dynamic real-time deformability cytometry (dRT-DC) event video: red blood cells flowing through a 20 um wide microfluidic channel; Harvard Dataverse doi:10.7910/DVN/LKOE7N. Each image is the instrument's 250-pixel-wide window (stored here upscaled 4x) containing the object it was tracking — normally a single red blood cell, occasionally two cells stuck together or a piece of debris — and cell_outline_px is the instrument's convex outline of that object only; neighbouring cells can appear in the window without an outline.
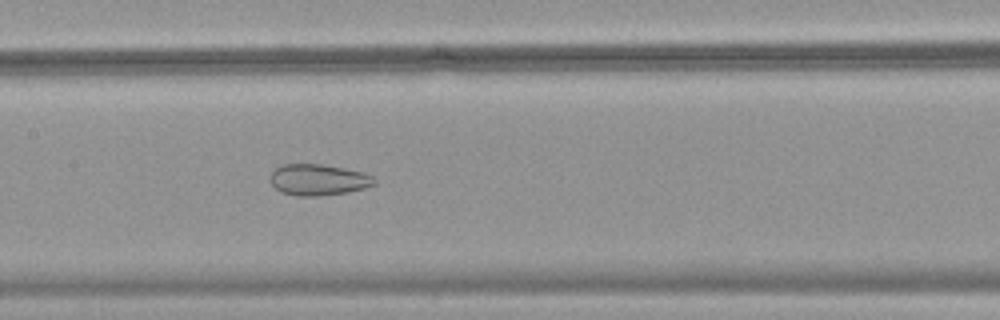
{"species": "common noctule bat (a hibernating species)", "species_latin": "Nyctalus noctula", "temperature_condition": "warm", "stored_images_in_passage": 44, "camera_frame_rate_fps": 3000, "um_per_image_px": 0.085, "animal": {"sex": "female", "body_mass_g": 18.4}, "frame": {"image": 1, "passage_image": 18, "time_ms": 5.667, "image_size_px": [1000, 320], "cell_outline_px": [[376, 184], [364, 188], [344, 192], [320, 196], [296, 196], [280, 192], [272, 184], [272, 172], [276, 168], [284, 164], [320, 164], [344, 168], [360, 172], [372, 176], [376, 180]], "centroid_in_image_um": [27.05, 15.28], "position_along_channel_um": 180.3, "area_um2": 18.67}}
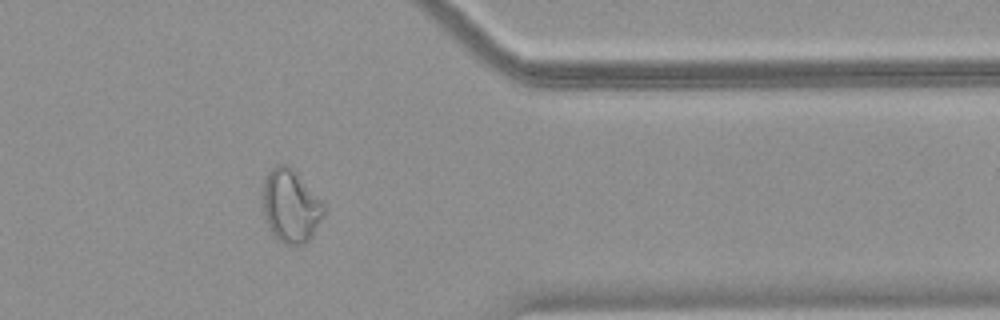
{"frame": {"image": 2, "passage_image": 34, "time_ms": 11.0, "image_size_px": [1000, 320], "cell_outline_px": [[324, 212], [308, 240], [304, 244], [284, 244], [268, 228], [264, 216], [260, 188], [268, 172], [276, 164], [284, 164], [292, 168], [296, 172], [324, 204]], "centroid_in_image_um": [24.64, 17.47], "position_along_channel_um": 386.8, "area_um2": 25.78}}
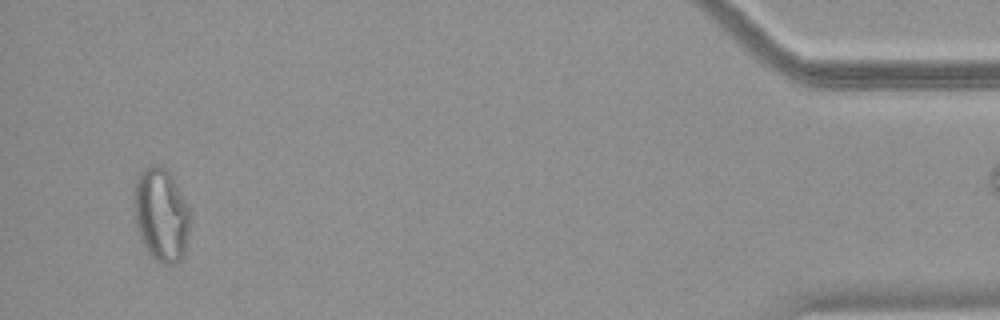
{"frame": {"image": 3, "passage_image": 41, "time_ms": 13.333, "image_size_px": [1000, 320], "cell_outline_px": [[188, 236], [184, 256], [176, 264], [164, 264], [156, 260], [148, 252], [136, 228], [132, 204], [132, 192], [136, 180], [140, 172], [148, 164], [152, 164], [164, 168], [172, 176], [188, 208]], "centroid_in_image_um": [13.64, 18.25], "position_along_channel_um": 421.6, "area_um2": 30.58}}